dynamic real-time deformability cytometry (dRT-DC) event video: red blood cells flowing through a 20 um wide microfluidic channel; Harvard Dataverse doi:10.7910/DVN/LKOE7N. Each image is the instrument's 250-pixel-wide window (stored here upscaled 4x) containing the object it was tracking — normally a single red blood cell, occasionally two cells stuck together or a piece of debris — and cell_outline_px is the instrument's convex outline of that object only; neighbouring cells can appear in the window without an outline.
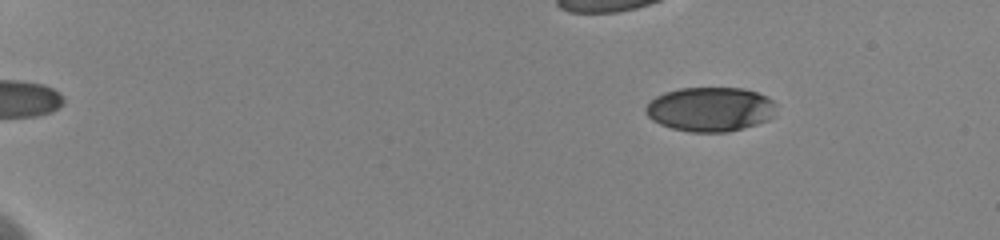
{"species": "human", "species_latin": "Homo sapiens", "temperature_condition": "cold", "stored_images_in_passage": 60, "camera_frame_rate_fps": 3000, "um_per_image_px": 0.085, "donor": {"sex": "female"}, "frame": {"image": 1, "passage_image": 8, "time_ms": 2.667, "image_size_px": [1000, 240], "cell_outline_px": [[776, 116], [768, 120], [756, 124], [728, 132], [688, 132], [672, 128], [660, 124], [652, 120], [644, 112], [644, 108], [656, 96], [664, 92], [680, 88], [744, 88], [768, 96], [776, 104]], "centroid_in_image_um": [60.39, 9.28], "position_along_channel_um": 24.6, "area_um2": 34.04}}
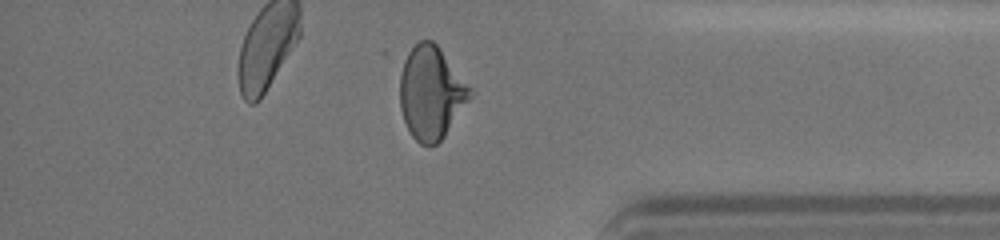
{"frame": {"image": 2, "passage_image": 55, "time_ms": 17.0, "image_size_px": [1000, 240], "cell_outline_px": [[472, 96], [444, 136], [436, 144], [420, 144], [412, 136], [404, 120], [400, 108], [400, 76], [404, 60], [408, 52], [420, 40], [432, 40], [440, 48], [472, 88]], "centroid_in_image_um": [36.64, 7.87], "position_along_channel_um": 398.6, "area_um2": 37.69}, "authors_computed_cell_mechanics": {"area_um2": 36.703, "velocity_mm_per_s": 3.6059, "shape_relaxation_time_tau1_ms": 4.2837, "shape_relaxation_time_tau2_ms": 2.0373, "deformation_change_tau1": 0.1523, "deformation_change_tau2": 0.0673}}